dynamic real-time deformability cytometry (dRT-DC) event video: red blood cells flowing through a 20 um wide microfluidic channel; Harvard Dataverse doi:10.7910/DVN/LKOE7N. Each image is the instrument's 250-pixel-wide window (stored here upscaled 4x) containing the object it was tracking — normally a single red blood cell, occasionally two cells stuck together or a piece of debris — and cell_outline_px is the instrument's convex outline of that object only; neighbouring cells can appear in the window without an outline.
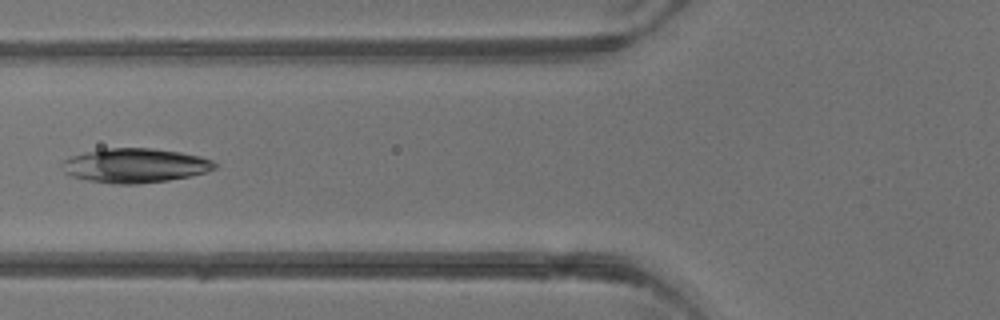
{"species": "common noctule bat (a hibernating species)", "species_latin": "Nyctalus noctula", "temperature_condition": "warm", "stored_images_in_passage": 4, "camera_frame_rate_fps": 3000, "um_per_image_px": 0.085, "animal": {"sex": "male", "body_mass_g": 13.3}, "frame": {"image": 1, "passage_image": 4, "time_ms": 3.333, "image_size_px": [1000, 320], "cell_outline_px": [[216, 168], [204, 172], [188, 176], [168, 180], [136, 184], [112, 184], [88, 180], [72, 176], [64, 172], [60, 164], [64, 160], [72, 156], [88, 152], [108, 148], [152, 148], [180, 152], [200, 156], [212, 160], [216, 164]], "centroid_in_image_um": [11.47, 14.07], "position_along_channel_um": 114.3, "area_um2": 30.29}}